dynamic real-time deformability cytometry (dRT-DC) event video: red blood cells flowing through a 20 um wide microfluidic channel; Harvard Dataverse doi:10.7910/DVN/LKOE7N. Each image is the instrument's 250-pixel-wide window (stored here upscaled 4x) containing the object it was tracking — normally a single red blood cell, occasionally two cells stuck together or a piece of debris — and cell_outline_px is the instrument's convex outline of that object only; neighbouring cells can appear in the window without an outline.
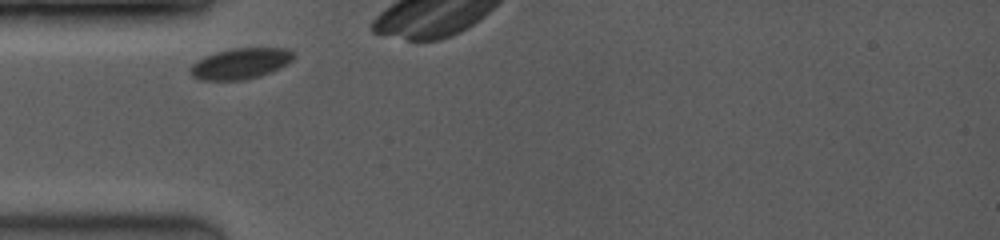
{"species": "common noctule bat (a hibernating species)", "species_latin": "Nyctalus noctula", "temperature_condition": "room temperature", "stored_images_in_passage": 11, "camera_frame_rate_fps": 3500, "um_per_image_px": 0.085, "animal": {"sex": "female", "body_mass_g": 19.0, "forearm_length_mm": 53.3}, "frame": {"image": 1, "passage_image": 1, "time_ms": 0.0, "image_size_px": [1000, 240], "cell_outline_px": [[292, 60], [288, 64], [260, 76], [244, 80], [200, 80], [192, 76], [188, 72], [188, 68], [196, 60], [204, 56], [216, 52], [232, 48], [288, 48], [292, 52]], "centroid_in_image_um": [20.38, 5.41], "position_along_channel_um": 64.6, "area_um2": 18.67}}